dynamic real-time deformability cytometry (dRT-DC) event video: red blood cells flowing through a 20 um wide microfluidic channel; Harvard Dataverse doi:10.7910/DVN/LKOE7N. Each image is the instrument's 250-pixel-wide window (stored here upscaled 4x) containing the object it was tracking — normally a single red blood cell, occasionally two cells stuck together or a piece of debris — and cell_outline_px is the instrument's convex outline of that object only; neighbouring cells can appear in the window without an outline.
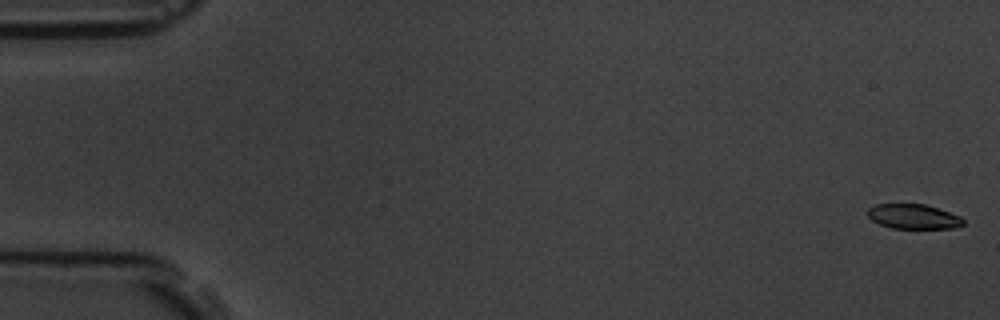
{"species": "common noctule bat (a hibernating species)", "species_latin": "Nyctalus noctula", "temperature_condition": "room temperature", "stored_images_in_passage": 4, "camera_frame_rate_fps": 3000, "um_per_image_px": 0.085, "animal": {"sex": "male", "body_mass_g": 19.5, "forearm_length_mm": 54.6}, "frame": {"image": 1, "passage_image": 1, "time_ms": 0.0, "image_size_px": [1000, 320], "cell_outline_px": [[964, 224], [956, 228], [892, 228], [880, 224], [872, 220], [868, 216], [868, 208], [876, 204], [924, 204], [960, 216], [964, 220]], "centroid_in_image_um": [77.64, 18.41], "position_along_channel_um": 7.4, "area_um2": 13.64}}